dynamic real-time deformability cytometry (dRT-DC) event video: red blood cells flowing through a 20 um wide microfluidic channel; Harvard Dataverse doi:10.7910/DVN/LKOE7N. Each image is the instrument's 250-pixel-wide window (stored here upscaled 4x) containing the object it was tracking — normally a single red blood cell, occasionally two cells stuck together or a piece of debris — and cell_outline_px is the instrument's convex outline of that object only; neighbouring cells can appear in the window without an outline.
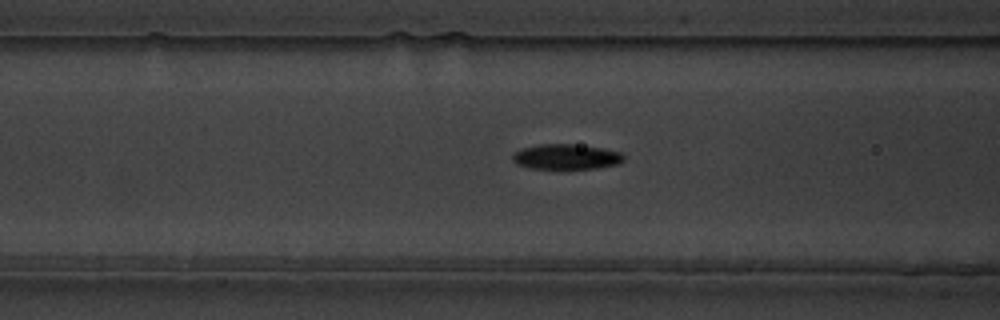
{"species": "common noctule bat (a hibernating species)", "species_latin": "Nyctalus noctula", "temperature_condition": "warm", "stored_images_in_passage": 46, "camera_frame_rate_fps": 3000, "um_per_image_px": 0.085, "animal": {"sex": "male", "body_mass_g": 19.5, "forearm_length_mm": 54.6}, "frame": {"image": 1, "passage_image": 11, "time_ms": 3.333, "image_size_px": [1000, 320], "cell_outline_px": [[624, 160], [620, 164], [596, 168], [564, 172], [528, 168], [516, 164], [512, 160], [512, 156], [516, 152], [524, 148], [540, 144], [572, 144], [600, 148], [620, 152], [624, 156]], "centroid_in_image_um": [48.12, 13.39], "position_along_channel_um": 118.5, "area_um2": 17.11}}
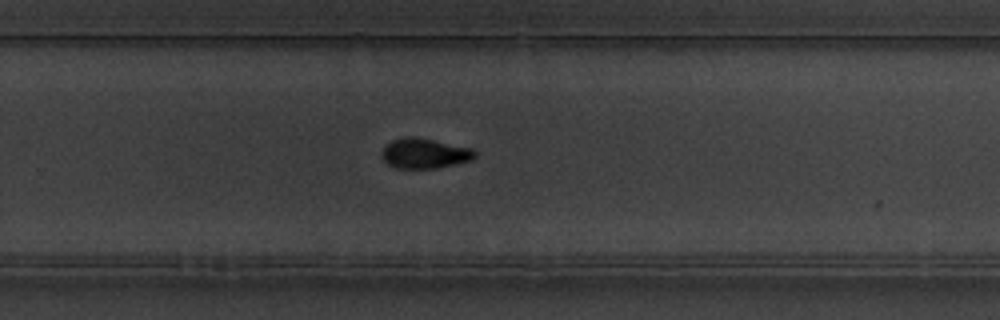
{"frame": {"image": 2, "passage_image": 26, "time_ms": 8.333, "image_size_px": [1000, 320], "cell_outline_px": [[476, 156], [472, 160], [436, 168], [396, 168], [388, 164], [380, 156], [380, 152], [392, 140], [408, 136], [412, 136], [472, 148], [476, 152]], "centroid_in_image_um": [36.07, 13.04], "position_along_channel_um": 293.7, "area_um2": 16.18}}
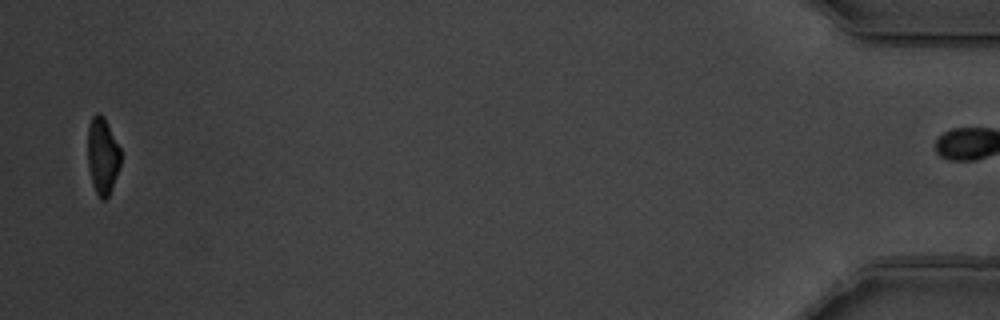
{"frame": {"image": 3, "passage_image": 45, "time_ms": 14.667, "image_size_px": [1000, 320], "cell_outline_px": [[120, 164], [112, 188], [108, 196], [104, 200], [100, 200], [92, 184], [88, 168], [88, 128], [92, 116], [96, 112], [100, 112], [104, 116], [120, 148]], "centroid_in_image_um": [8.7, 13.23], "position_along_channel_um": 426.5, "area_um2": 14.8}, "authors_computed_cell_mechanics": {"area_um2": 16.2418, "velocity_mm_per_s": 3.5156, "shape_relaxation_time_tau1_ms": 2.6545, "shape_relaxation_time_tau2_ms": 5.7005, "deformation_change_tau1": 0.1769, "deformation_change_tau2": 0.0986}}